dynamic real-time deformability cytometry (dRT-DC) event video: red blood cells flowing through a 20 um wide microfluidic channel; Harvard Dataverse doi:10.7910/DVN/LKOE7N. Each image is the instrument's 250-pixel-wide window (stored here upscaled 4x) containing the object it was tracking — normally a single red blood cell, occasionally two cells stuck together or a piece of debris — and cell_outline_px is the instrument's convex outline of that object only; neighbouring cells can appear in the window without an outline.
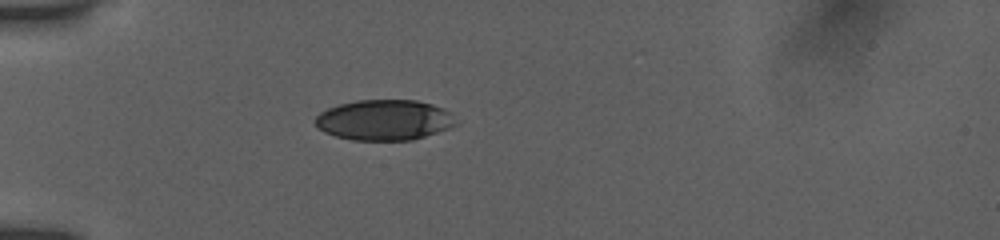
{"species": "human", "species_latin": "Homo sapiens", "temperature_condition": "room temperature", "stored_images_in_passage": 38, "camera_frame_rate_fps": 3000, "um_per_image_px": 0.085, "donor": {"sex": "female"}, "frame": {"image": 1, "passage_image": 1, "time_ms": 0.0, "image_size_px": [1000, 240], "cell_outline_px": [[460, 124], [412, 140], [352, 140], [336, 136], [324, 132], [312, 120], [320, 112], [328, 108], [340, 104], [356, 100], [416, 100], [432, 104], [444, 108], [452, 112]], "centroid_in_image_um": [32.69, 10.19], "position_along_channel_um": 52.3, "area_um2": 33.41}}
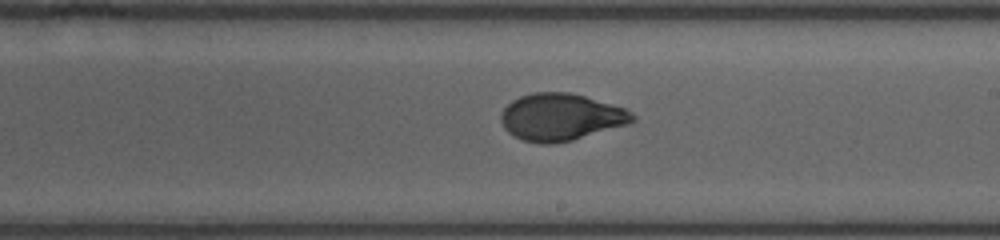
{"frame": {"image": 2, "passage_image": 17, "time_ms": 5.333, "image_size_px": [1000, 240], "cell_outline_px": [[636, 120], [628, 124], [572, 140], [556, 144], [540, 144], [520, 140], [512, 136], [504, 128], [500, 120], [500, 116], [504, 108], [512, 100], [520, 96], [532, 92], [568, 92], [584, 96], [624, 108], [632, 112], [636, 116]], "centroid_in_image_um": [47.64, 9.96], "position_along_channel_um": 241.4, "area_um2": 36.24}}
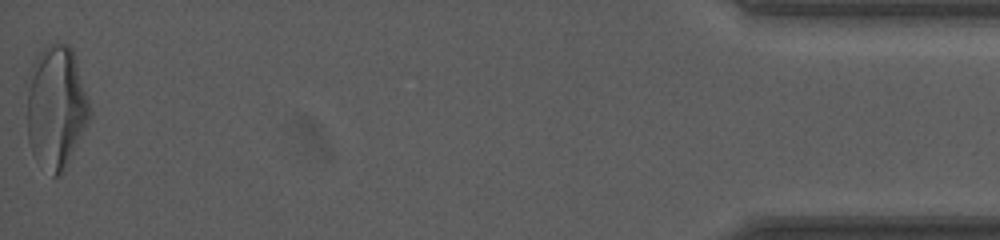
{"frame": {"image": 3, "passage_image": 38, "time_ms": 12.333, "image_size_px": [1000, 240], "cell_outline_px": [[92, 116], [64, 172], [56, 176], [52, 176], [36, 160], [32, 152], [28, 140], [28, 72], [36, 56], [48, 44], [60, 40], [68, 44], [72, 48], [92, 112]], "centroid_in_image_um": [4.78, 9.1], "position_along_channel_um": 430.4, "area_um2": 45.43}, "authors_computed_cell_mechanics": {"area_um2": 36.0383, "velocity_mm_per_s": 3.9087, "shape_relaxation_time_tau1_ms": 6.9288, "shape_relaxation_time_tau2_ms": 0.7582, "deformation_change_tau1": 0.2265, "deformation_change_tau2": 0.0531}}